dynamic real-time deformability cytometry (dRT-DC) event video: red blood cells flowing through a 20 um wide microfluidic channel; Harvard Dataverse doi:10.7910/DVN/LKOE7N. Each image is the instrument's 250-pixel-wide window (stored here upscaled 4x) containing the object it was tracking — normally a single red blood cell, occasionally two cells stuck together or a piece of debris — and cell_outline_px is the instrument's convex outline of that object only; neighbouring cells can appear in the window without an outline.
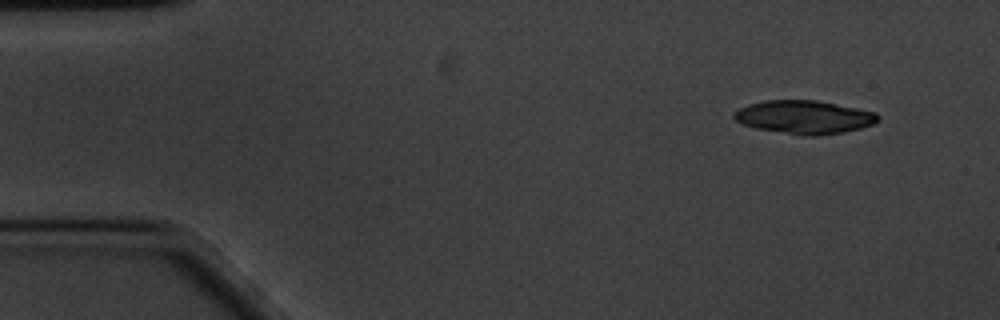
{"species": "common noctule bat (a hibernating species)", "species_latin": "Nyctalus noctula", "temperature_condition": "cold", "stored_images_in_passage": 54, "segment_of_instrument_passage": [1, 2], "camera_frame_rate_fps": 3000, "um_per_image_px": 0.085, "animal": {"sex": "male", "body_mass_g": 20.1, "forearm_length_mm": 53.5}, "frame": {"image": 1, "passage_image": 1, "time_ms": 0.0, "image_size_px": [1000, 320], "cell_outline_px": [[880, 120], [872, 124], [860, 128], [844, 132], [820, 136], [804, 136], [756, 128], [744, 124], [736, 120], [732, 116], [740, 108], [748, 104], [764, 100], [816, 100], [876, 112], [880, 116]], "centroid_in_image_um": [68.38, 9.96], "position_along_channel_um": 16.6, "area_um2": 27.92}}